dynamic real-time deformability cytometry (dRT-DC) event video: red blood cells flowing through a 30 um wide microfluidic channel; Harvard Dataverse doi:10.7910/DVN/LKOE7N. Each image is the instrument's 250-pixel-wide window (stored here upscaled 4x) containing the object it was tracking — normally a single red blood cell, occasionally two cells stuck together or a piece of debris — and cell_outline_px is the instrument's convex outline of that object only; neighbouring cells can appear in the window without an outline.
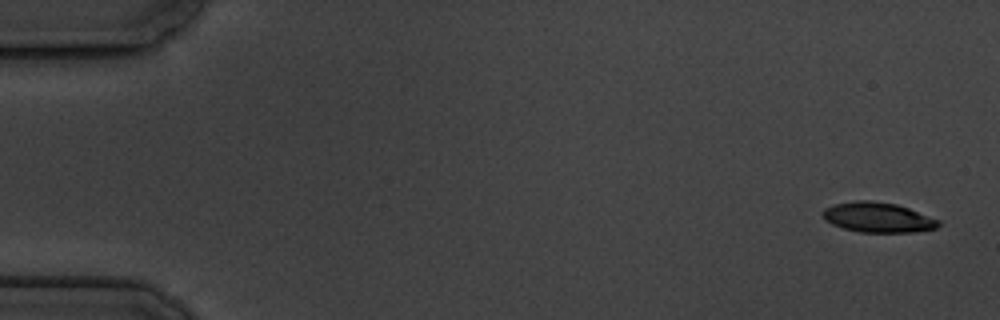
{"species": "common noctule bat (a hibernating species)", "species_latin": "Nyctalus noctula", "temperature_condition": "cold", "stored_images_in_passage": 6, "camera_frame_rate_fps": 3000, "um_per_image_px": 0.085, "animal": {"sex": "male", "body_mass_g": 19.5, "forearm_length_mm": 54.6}, "frame": {"image": 1, "passage_image": 1, "time_ms": 0.0, "image_size_px": [1000, 320], "cell_outline_px": [[940, 224], [936, 228], [912, 232], [860, 232], [844, 228], [832, 224], [824, 220], [820, 212], [824, 208], [836, 204], [856, 200], [872, 200], [896, 204], [908, 208], [940, 220]], "centroid_in_image_um": [74.59, 18.47], "position_along_channel_um": 10.4, "area_um2": 20.23}}
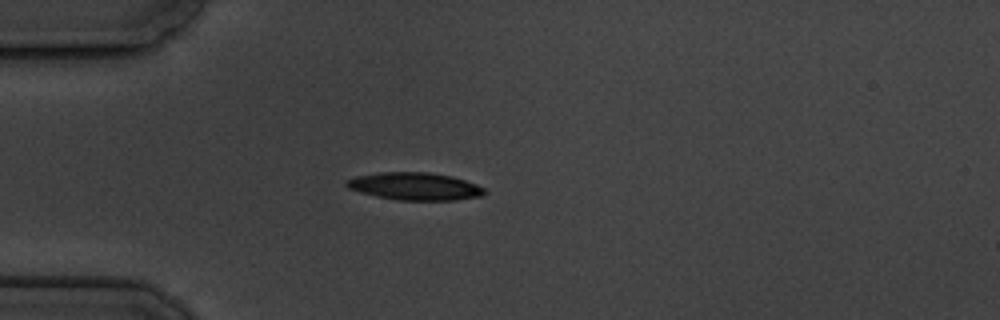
{"frame": {"image": 2, "passage_image": 5, "time_ms": 4.667, "image_size_px": [1000, 320], "cell_outline_px": [[488, 192], [480, 196], [452, 200], [400, 200], [376, 196], [360, 192], [348, 188], [344, 184], [344, 180], [356, 176], [380, 172], [428, 172], [452, 176], [476, 184], [484, 188]], "centroid_in_image_um": [35.23, 15.83], "position_along_channel_um": 49.8, "area_um2": 22.14}}